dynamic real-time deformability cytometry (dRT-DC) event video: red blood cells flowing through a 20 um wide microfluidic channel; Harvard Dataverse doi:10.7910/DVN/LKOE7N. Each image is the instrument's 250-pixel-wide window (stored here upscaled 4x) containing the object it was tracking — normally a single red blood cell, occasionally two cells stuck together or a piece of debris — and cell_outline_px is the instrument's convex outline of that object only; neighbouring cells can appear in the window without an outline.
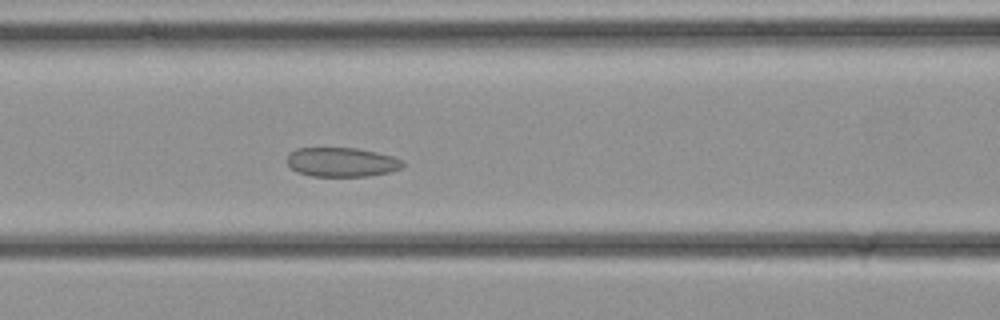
{"species": "common noctule bat (a hibernating species)", "species_latin": "Nyctalus noctula", "temperature_condition": "cold", "stored_images_in_passage": 30, "camera_frame_rate_fps": 3000, "um_per_image_px": 0.085, "animal": {"sex": "female", "body_mass_g": 21.9}, "frame": {"image": 1, "passage_image": 14, "time_ms": 4.333, "image_size_px": [1000, 320], "cell_outline_px": [[404, 164], [400, 168], [388, 172], [364, 176], [312, 176], [296, 172], [288, 164], [288, 152], [296, 148], [356, 148], [376, 152], [392, 156], [404, 160]], "centroid_in_image_um": [29.02, 13.77], "position_along_channel_um": 137.6, "area_um2": 19.65}}
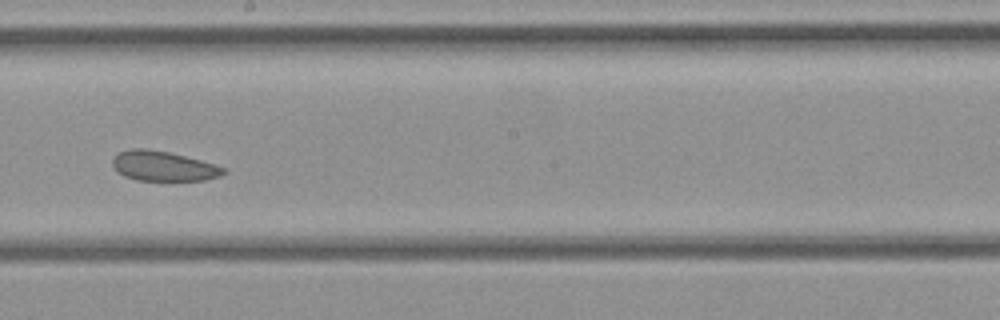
{"frame": {"image": 2, "passage_image": 19, "time_ms": 6.0, "image_size_px": [1000, 320], "cell_outline_px": [[228, 172], [220, 176], [204, 180], [136, 180], [124, 176], [116, 172], [112, 164], [112, 160], [120, 152], [132, 148], [148, 148], [168, 152], [216, 164], [228, 168]], "centroid_in_image_um": [13.91, 14.12], "position_along_channel_um": 234.3, "area_um2": 19.42}}
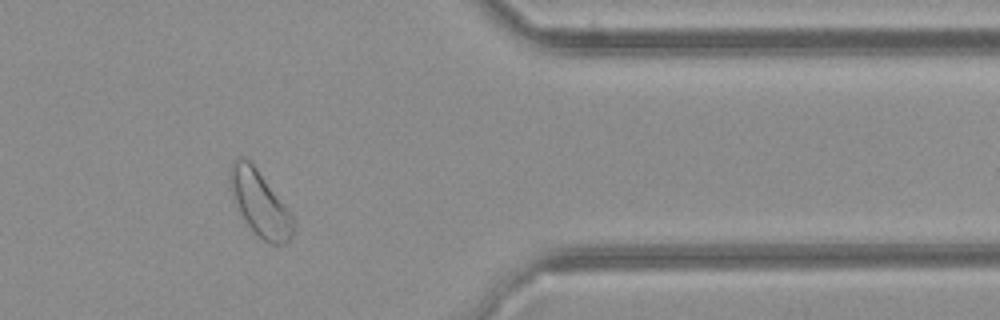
{"frame": {"image": 3, "passage_image": 28, "time_ms": 9.0, "image_size_px": [1000, 320], "cell_outline_px": [[296, 228], [292, 236], [284, 244], [268, 244], [252, 232], [244, 220], [232, 196], [228, 180], [228, 168], [232, 160], [240, 156], [244, 156], [252, 160], [284, 204], [292, 216], [296, 224]], "centroid_in_image_um": [22.06, 17.24], "position_along_channel_um": 389.3, "area_um2": 24.74}}